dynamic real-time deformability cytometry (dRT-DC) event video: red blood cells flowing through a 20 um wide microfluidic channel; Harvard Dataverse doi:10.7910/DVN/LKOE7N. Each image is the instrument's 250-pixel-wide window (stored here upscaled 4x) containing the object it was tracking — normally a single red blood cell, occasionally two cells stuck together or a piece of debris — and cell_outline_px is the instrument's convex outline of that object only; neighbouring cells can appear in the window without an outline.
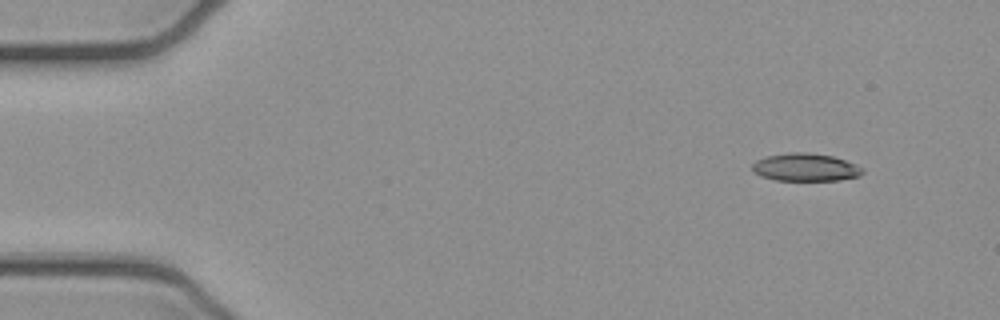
{"species": "common noctule bat (a hibernating species)", "species_latin": "Nyctalus noctula", "temperature_condition": "cold", "stored_images_in_passage": 6, "camera_frame_rate_fps": 3000, "um_per_image_px": 0.085, "animal": {"sex": "female", "body_mass_g": 21.9}, "frame": {"image": 1, "passage_image": 1, "time_ms": 0.0, "image_size_px": [1000, 320], "cell_outline_px": [[864, 172], [860, 176], [840, 180], [776, 180], [760, 176], [752, 172], [752, 164], [756, 160], [764, 156], [788, 152], [808, 152], [832, 156], [844, 160], [864, 168]], "centroid_in_image_um": [68.43, 14.21], "position_along_channel_um": 16.6, "area_um2": 18.03}}
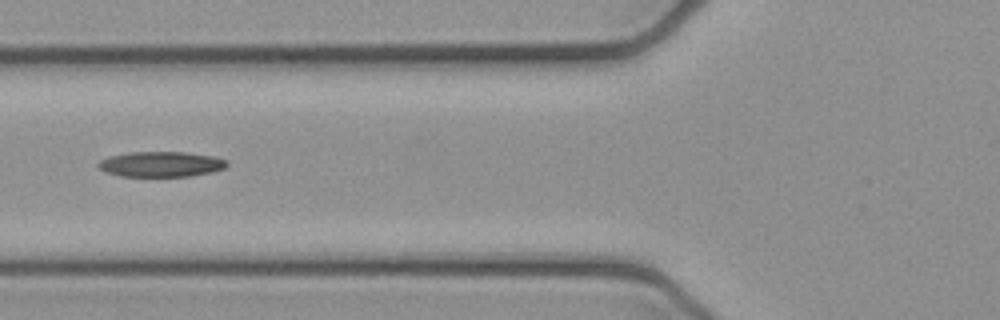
{"frame": {"image": 2, "passage_image": 5, "time_ms": 1.333, "image_size_px": [1000, 320], "cell_outline_px": [[228, 164], [224, 168], [212, 172], [192, 176], [120, 176], [104, 172], [96, 164], [100, 160], [108, 156], [132, 152], [188, 152], [212, 156], [228, 160]], "centroid_in_image_um": [13.68, 13.95], "position_along_channel_um": 112.1, "area_um2": 19.07}}
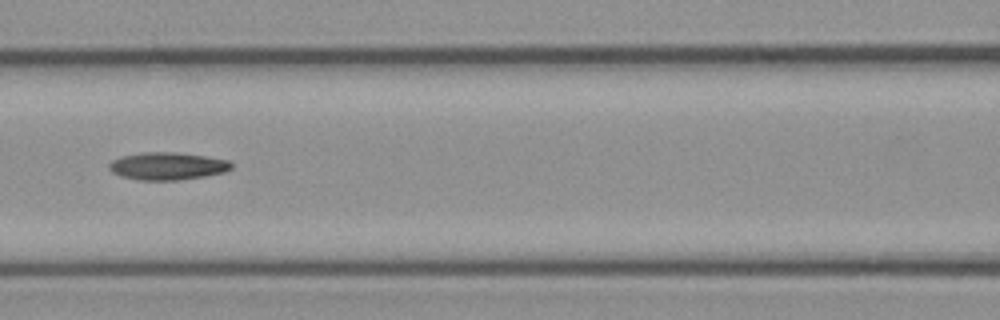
{"frame": {"image": 3, "passage_image": 6, "time_ms": 1.667, "image_size_px": [1000, 320], "cell_outline_px": [[232, 168], [224, 172], [204, 176], [180, 180], [136, 180], [120, 176], [112, 172], [108, 168], [108, 164], [112, 160], [120, 156], [144, 152], [172, 152], [204, 156], [228, 160], [232, 164]], "centroid_in_image_um": [14.18, 14.12], "position_along_channel_um": 152.4, "area_um2": 19.65}}